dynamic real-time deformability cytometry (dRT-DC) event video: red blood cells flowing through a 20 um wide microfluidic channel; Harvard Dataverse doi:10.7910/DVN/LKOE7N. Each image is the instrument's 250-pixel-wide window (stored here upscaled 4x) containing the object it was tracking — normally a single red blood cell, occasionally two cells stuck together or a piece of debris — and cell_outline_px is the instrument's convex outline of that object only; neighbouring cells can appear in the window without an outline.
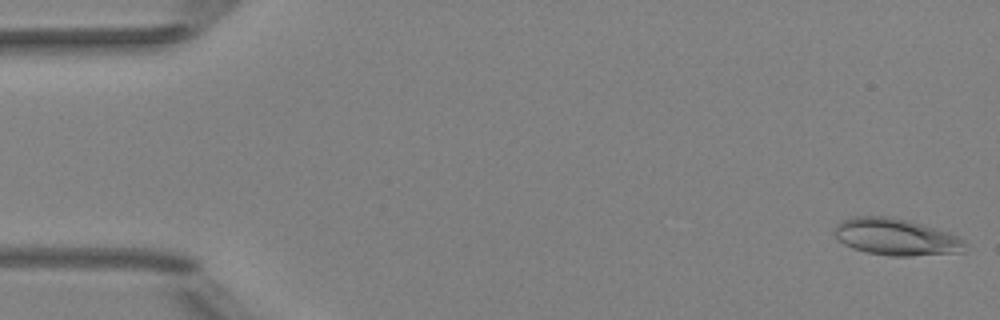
{"species": "Egyptian fruit bat (a non-hibernating species)", "species_latin": "Rousettus aegyptiacus", "temperature_condition": "room temperature", "stored_images_in_passage": 16, "camera_frame_rate_fps": 3000, "um_per_image_px": 0.085, "animal": {"sex": "female"}, "frame": {"image": 1, "passage_image": 1, "time_ms": 0.0, "image_size_px": [1000, 320], "cell_outline_px": [[964, 252], [912, 256], [892, 256], [864, 252], [852, 248], [836, 240], [832, 232], [836, 224], [844, 220], [856, 216], [888, 216], [908, 220], [936, 228], [960, 236], [964, 240]], "centroid_in_image_um": [76.13, 20.14], "position_along_channel_um": 8.9, "area_um2": 28.32}}